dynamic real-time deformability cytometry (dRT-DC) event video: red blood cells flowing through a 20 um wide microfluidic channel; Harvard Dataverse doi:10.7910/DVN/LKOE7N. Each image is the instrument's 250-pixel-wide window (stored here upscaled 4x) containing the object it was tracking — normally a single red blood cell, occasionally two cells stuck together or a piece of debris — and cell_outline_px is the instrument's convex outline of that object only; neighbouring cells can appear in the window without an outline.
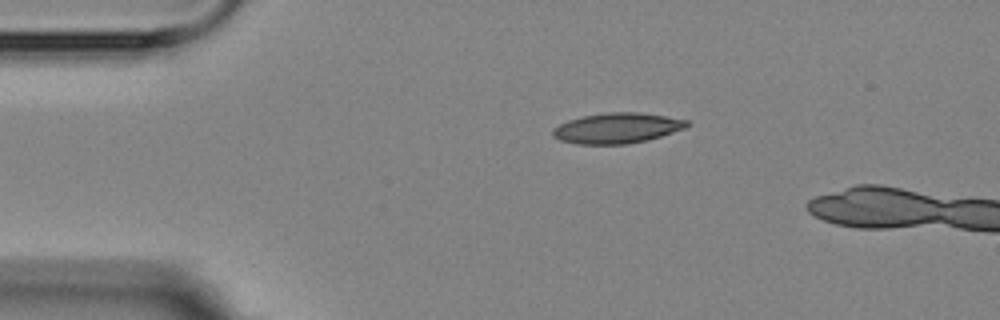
{"species": "Egyptian fruit bat (a non-hibernating species)", "species_latin": "Rousettus aegyptiacus", "temperature_condition": "room temperature", "stored_images_in_passage": 2, "camera_frame_rate_fps": 3000, "um_per_image_px": 0.085, "animal": {"sex": "female"}, "frame": {"image": 1, "passage_image": 1, "time_ms": 0.0, "image_size_px": [1000, 320], "cell_outline_px": [[692, 124], [684, 128], [648, 140], [628, 144], [576, 144], [560, 140], [552, 136], [552, 128], [568, 120], [584, 116], [608, 112], [636, 112], [664, 116], [688, 120]], "centroid_in_image_um": [52.43, 10.89], "position_along_channel_um": 32.6, "area_um2": 23.7}}